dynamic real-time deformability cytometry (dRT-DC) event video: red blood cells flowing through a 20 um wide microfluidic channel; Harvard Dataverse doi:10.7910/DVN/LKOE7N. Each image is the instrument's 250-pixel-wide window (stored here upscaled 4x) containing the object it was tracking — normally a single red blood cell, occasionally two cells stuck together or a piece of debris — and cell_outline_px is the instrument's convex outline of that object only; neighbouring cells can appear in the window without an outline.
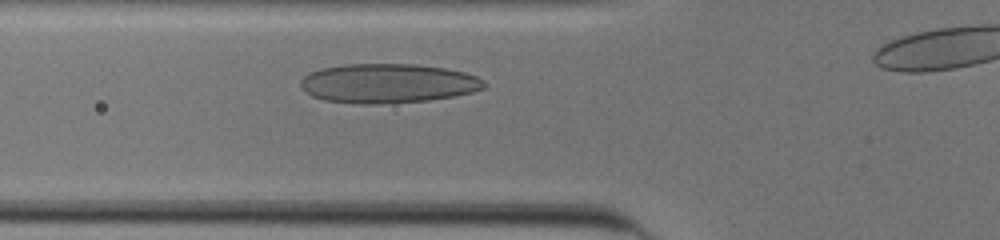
{"species": "human", "species_latin": "Homo sapiens", "temperature_condition": "cold", "stored_images_in_passage": 30, "camera_frame_rate_fps": 3000, "um_per_image_px": 0.085, "donor": {"sex": "male"}, "frame": {"image": 1, "passage_image": 8, "time_ms": 2.333, "image_size_px": [1000, 240], "cell_outline_px": [[484, 88], [472, 92], [456, 96], [428, 100], [372, 104], [360, 104], [324, 100], [312, 96], [304, 92], [300, 88], [300, 80], [308, 72], [320, 68], [344, 64], [416, 64], [444, 68], [464, 72], [476, 76], [484, 80]], "centroid_in_image_um": [32.92, 7.08], "position_along_channel_um": 92.9, "area_um2": 42.25}}
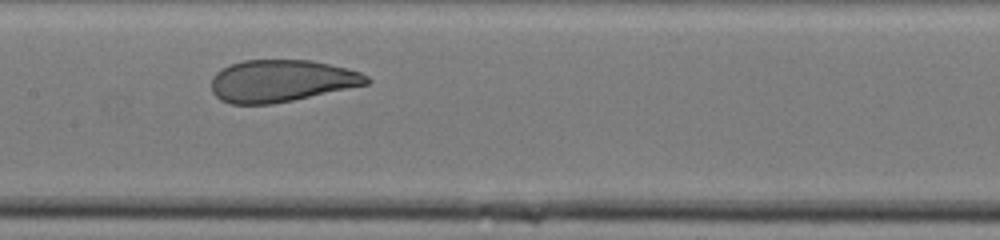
{"frame": {"image": 2, "passage_image": 15, "time_ms": 4.667, "image_size_px": [1000, 240], "cell_outline_px": [[372, 80], [368, 84], [292, 100], [272, 104], [232, 104], [220, 100], [212, 92], [212, 76], [216, 72], [232, 64], [244, 60], [312, 60], [348, 68], [360, 72], [368, 76]], "centroid_in_image_um": [23.92, 6.87], "position_along_channel_um": 183.5, "area_um2": 37.97}}
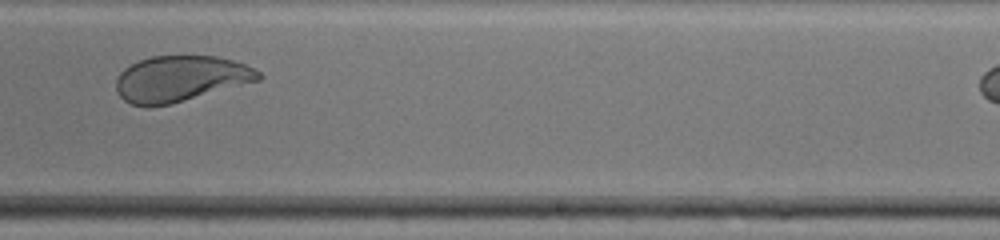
{"frame": {"image": 3, "passage_image": 22, "time_ms": 7.0, "image_size_px": [1000, 240], "cell_outline_px": [[260, 80], [172, 104], [152, 108], [148, 108], [132, 104], [124, 100], [116, 92], [116, 80], [120, 72], [124, 68], [140, 60], [152, 56], [216, 56], [232, 60], [256, 68], [260, 72]], "centroid_in_image_um": [15.31, 6.71], "position_along_channel_um": 273.7, "area_um2": 38.26}, "authors_computed_cell_mechanics": {"area_um2": 39.8531, "velocity_mm_per_s": 3.8901, "shape_relaxation_time_tau1_ms": 9.4829, "shape_relaxation_time_tau2_ms": null, "deformation_change_tau1": 0.292, "deformation_change_tau2": null}}